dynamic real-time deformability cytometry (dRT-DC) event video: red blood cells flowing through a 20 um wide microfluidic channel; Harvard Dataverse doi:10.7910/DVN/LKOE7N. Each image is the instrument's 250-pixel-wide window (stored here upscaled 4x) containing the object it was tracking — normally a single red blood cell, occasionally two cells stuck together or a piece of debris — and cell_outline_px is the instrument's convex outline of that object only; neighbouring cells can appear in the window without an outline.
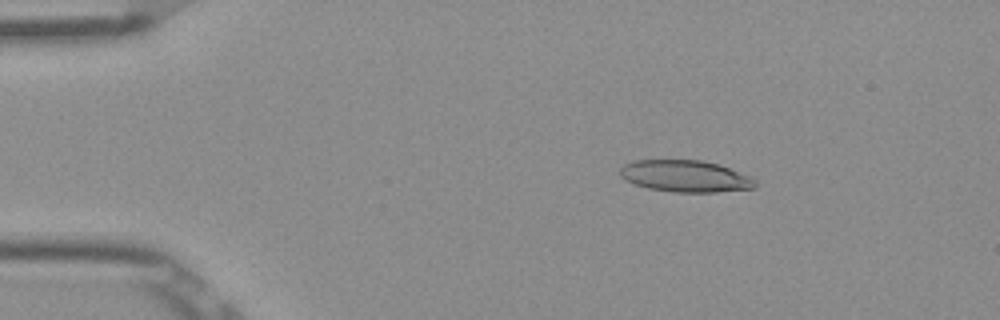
{"species": "Egyptian fruit bat (a non-hibernating species)", "species_latin": "Rousettus aegyptiacus", "temperature_condition": "room temperature", "stored_images_in_passage": 52, "camera_frame_rate_fps": 3000, "um_per_image_px": 0.085, "frame": {"image": 1, "passage_image": 9, "time_ms": 2.667, "image_size_px": [1000, 320], "cell_outline_px": [[756, 188], [716, 192], [676, 192], [648, 188], [636, 184], [620, 176], [620, 168], [624, 164], [636, 160], [700, 160], [720, 164], [748, 176], [756, 180]], "centroid_in_image_um": [58.27, 14.97], "position_along_channel_um": 26.7, "area_um2": 24.85}}
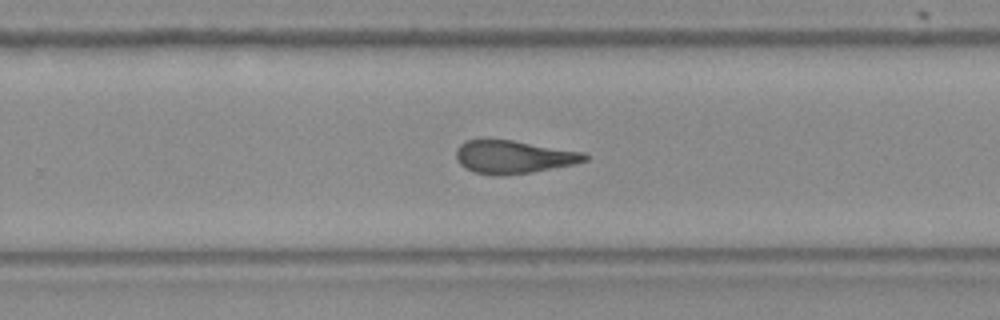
{"frame": {"image": 2, "passage_image": 34, "time_ms": 11.0, "image_size_px": [1000, 320], "cell_outline_px": [[588, 160], [572, 164], [532, 172], [504, 176], [496, 176], [472, 172], [464, 168], [456, 160], [456, 148], [460, 144], [468, 140], [512, 140], [584, 152], [588, 156]], "centroid_in_image_um": [43.61, 13.35], "position_along_channel_um": 286.2, "area_um2": 24.8}}
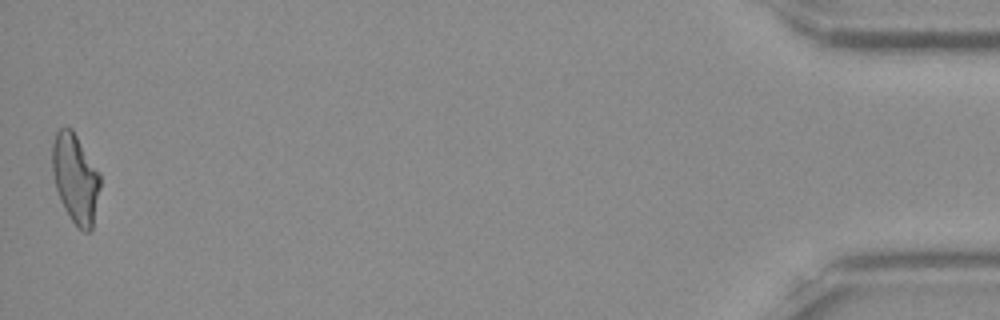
{"frame": {"image": 3, "passage_image": 52, "time_ms": 17.0, "image_size_px": [1000, 320], "cell_outline_px": [[100, 188], [92, 232], [84, 232], [72, 220], [64, 208], [60, 200], [56, 188], [52, 172], [52, 144], [56, 132], [64, 124], [72, 128], [100, 172]], "centroid_in_image_um": [6.41, 15.13], "position_along_channel_um": 428.8, "area_um2": 25.2}, "authors_computed_cell_mechanics": {"area_um2": 25.2008, "velocity_mm_per_s": 3.9112, "shape_relaxation_time_tau1_ms": 10.857, "shape_relaxation_time_tau2_ms": 2.2406, "deformation_change_tau1": 0.2736, "deformation_change_tau2": 0.1283}}